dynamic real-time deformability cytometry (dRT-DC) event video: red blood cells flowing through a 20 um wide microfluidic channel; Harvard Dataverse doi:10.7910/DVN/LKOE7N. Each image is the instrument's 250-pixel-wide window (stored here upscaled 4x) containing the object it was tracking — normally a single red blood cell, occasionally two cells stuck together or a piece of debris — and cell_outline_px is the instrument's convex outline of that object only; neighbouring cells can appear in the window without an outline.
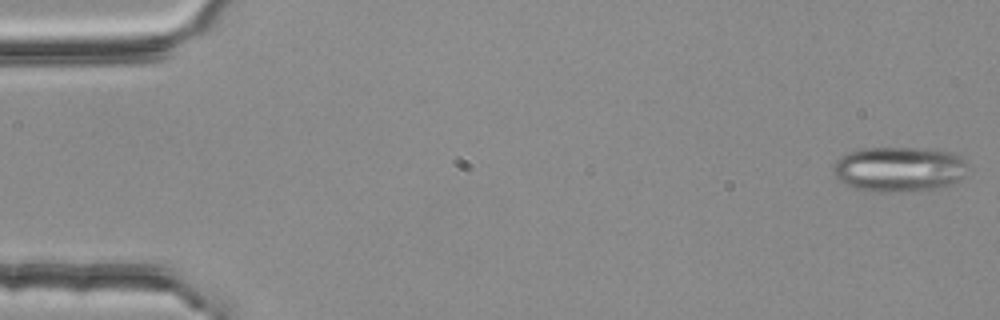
{"species": "common noctule bat (a hibernating species)", "species_latin": "Nyctalus noctula", "temperature_condition": "room temperature", "stored_images_in_passage": 54, "camera_frame_rate_fps": 3000, "um_per_image_px": 0.085, "animal": {"sex": "female", "body_mass_g": 25.1}, "frame": {"image": 1, "passage_image": 1, "time_ms": 0.0, "image_size_px": [1000, 320], "cell_outline_px": [[964, 176], [952, 184], [940, 188], [912, 192], [876, 192], [856, 188], [844, 184], [836, 176], [832, 168], [836, 160], [840, 156], [848, 152], [860, 148], [916, 148], [948, 152], [960, 156], [964, 160]], "centroid_in_image_um": [76.38, 14.4], "position_along_channel_um": 8.6, "area_um2": 35.37}}
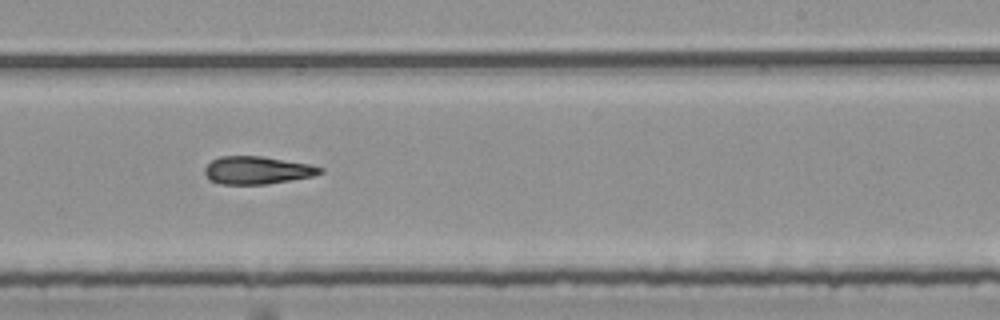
{"frame": {"image": 2, "passage_image": 33, "time_ms": 10.667, "image_size_px": [1000, 320], "cell_outline_px": [[324, 172], [312, 176], [292, 180], [268, 184], [220, 184], [212, 180], [204, 172], [204, 168], [212, 160], [220, 156], [264, 156], [312, 164], [324, 168]], "centroid_in_image_um": [21.92, 14.46], "position_along_channel_um": 267.1, "area_um2": 18.79}}
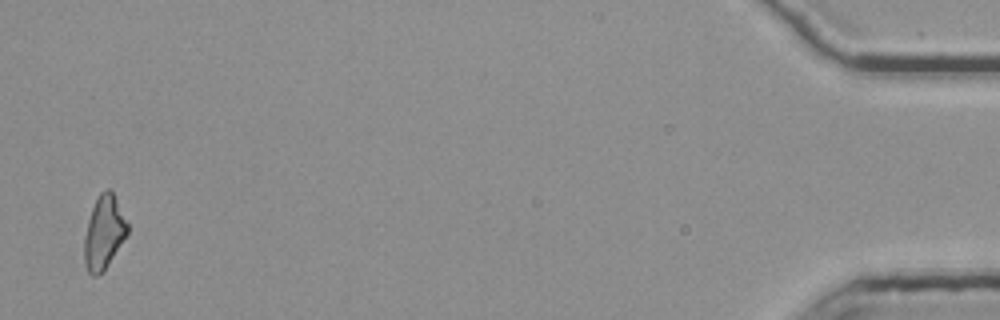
{"frame": {"image": 3, "passage_image": 53, "time_ms": 17.333, "image_size_px": [1000, 320], "cell_outline_px": [[128, 232], [104, 272], [96, 276], [92, 276], [88, 272], [84, 264], [84, 236], [88, 220], [92, 208], [100, 192], [104, 188], [108, 188], [112, 192], [128, 224]], "centroid_in_image_um": [8.81, 19.8], "position_along_channel_um": 426.4, "area_um2": 18.38}, "authors_computed_cell_mechanics": {"area_um2": 19.3919, "velocity_mm_per_s": 3.7915, "shape_relaxation_time_tau1_ms": 10.193, "shape_relaxation_time_tau2_ms": 8.6292, "deformation_change_tau1": 0.2113, "deformation_change_tau2": 0.2252}}